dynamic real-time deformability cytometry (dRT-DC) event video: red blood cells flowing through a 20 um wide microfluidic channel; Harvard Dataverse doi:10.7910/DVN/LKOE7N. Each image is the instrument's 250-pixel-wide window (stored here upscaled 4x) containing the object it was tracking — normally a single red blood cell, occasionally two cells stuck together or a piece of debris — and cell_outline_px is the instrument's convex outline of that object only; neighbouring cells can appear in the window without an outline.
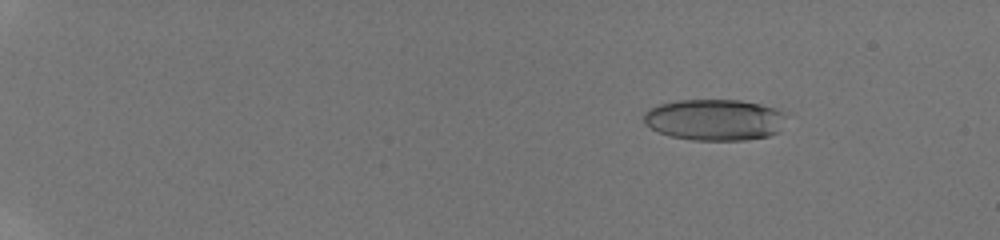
{"species": "human", "species_latin": "Homo sapiens", "temperature_condition": "room temperature", "stored_images_in_passage": 35, "camera_frame_rate_fps": 3000, "um_per_image_px": 0.085, "donor": {"sex": "male"}, "frame": {"image": 1, "passage_image": 4, "time_ms": 2.333, "image_size_px": [1000, 240], "cell_outline_px": [[792, 112], [780, 132], [768, 136], [744, 140], [692, 140], [672, 136], [660, 132], [644, 124], [644, 112], [660, 104], [676, 100], [740, 100], [760, 104]], "centroid_in_image_um": [60.86, 10.17], "position_along_channel_um": 24.1, "area_um2": 34.85}}
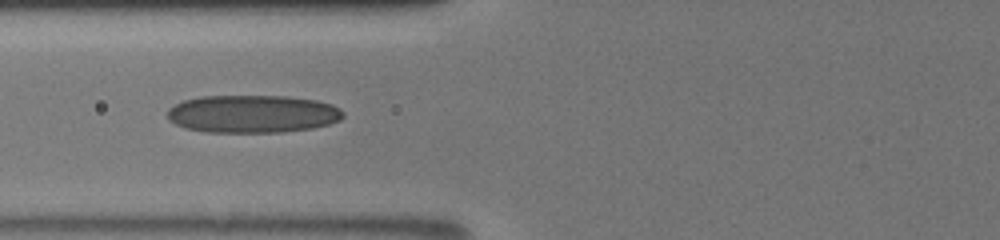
{"frame": {"image": 2, "passage_image": 16, "time_ms": 8.0, "image_size_px": [1000, 240], "cell_outline_px": [[344, 116], [340, 120], [328, 124], [312, 128], [284, 132], [208, 132], [184, 128], [168, 120], [168, 108], [184, 100], [200, 96], [284, 96], [316, 100], [332, 104], [340, 108], [344, 112]], "centroid_in_image_um": [21.47, 9.68], "position_along_channel_um": 104.3, "area_um2": 38.84}}
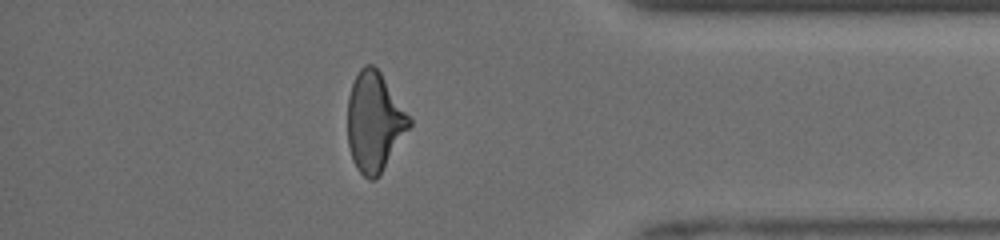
{"frame": {"image": 3, "passage_image": 31, "time_ms": 15.667, "image_size_px": [1000, 240], "cell_outline_px": [[412, 124], [376, 180], [368, 180], [356, 168], [352, 160], [348, 144], [348, 96], [352, 84], [360, 68], [364, 64], [372, 64], [380, 72], [412, 120]], "centroid_in_image_um": [31.81, 10.37], "position_along_channel_um": 403.4, "area_um2": 35.43}, "authors_computed_cell_mechanics": {"area_um2": 36.3562, "velocity_mm_per_s": 4.1161, "shape_relaxation_time_tau1_ms": null, "shape_relaxation_time_tau2_ms": 1.9154, "deformation_change_tau1": null, "deformation_change_tau2": 0.1055}}